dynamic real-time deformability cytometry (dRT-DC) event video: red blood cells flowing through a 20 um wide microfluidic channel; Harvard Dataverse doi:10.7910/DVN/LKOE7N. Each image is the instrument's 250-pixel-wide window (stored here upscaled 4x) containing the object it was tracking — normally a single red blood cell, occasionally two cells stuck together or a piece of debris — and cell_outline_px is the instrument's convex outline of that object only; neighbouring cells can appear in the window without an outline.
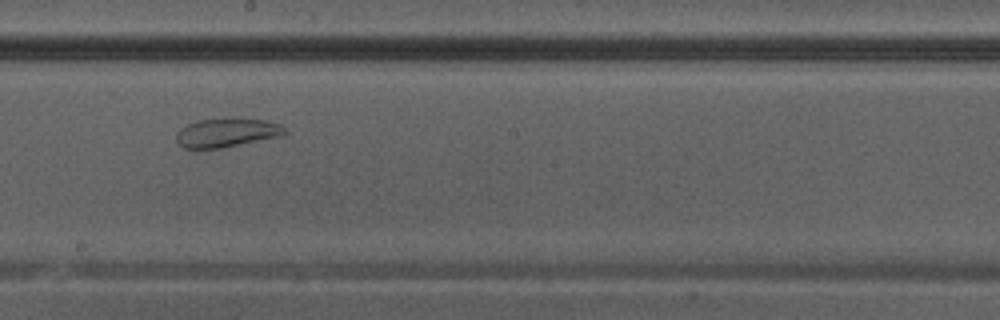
{"species": "Egyptian fruit bat (a non-hibernating species)", "species_latin": "Rousettus aegyptiacus", "temperature_condition": "warm", "stored_images_in_passage": 31, "camera_frame_rate_fps": 3000, "um_per_image_px": 0.085, "animal": {"sex": "male"}, "frame": {"image": 1, "passage_image": 13, "time_ms": 4.0, "image_size_px": [1000, 320], "cell_outline_px": [[288, 132], [284, 136], [220, 148], [184, 148], [176, 140], [176, 132], [180, 128], [196, 120], [264, 120], [280, 124]], "centroid_in_image_um": [19.28, 11.3], "position_along_channel_um": 228.9, "area_um2": 17.8}}
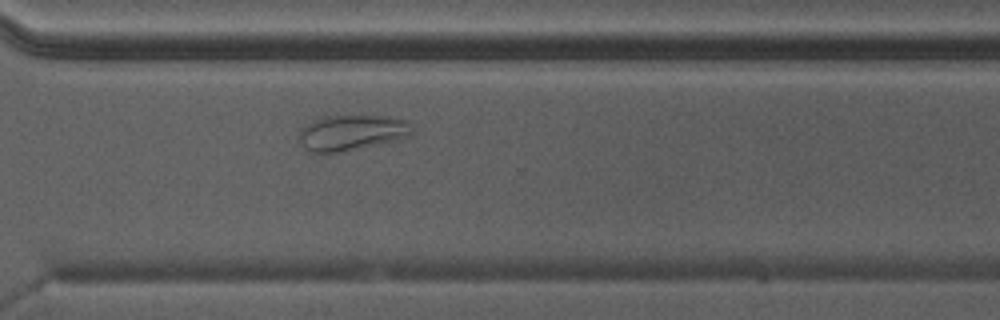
{"frame": {"image": 2, "passage_image": 20, "time_ms": 6.333, "image_size_px": [1000, 320], "cell_outline_px": [[412, 132], [408, 136], [396, 140], [344, 152], [312, 152], [304, 148], [300, 144], [300, 128], [312, 120], [328, 116], [388, 116], [404, 120], [412, 128]], "centroid_in_image_um": [29.86, 11.28], "position_along_channel_um": 340.7, "area_um2": 23.24}}
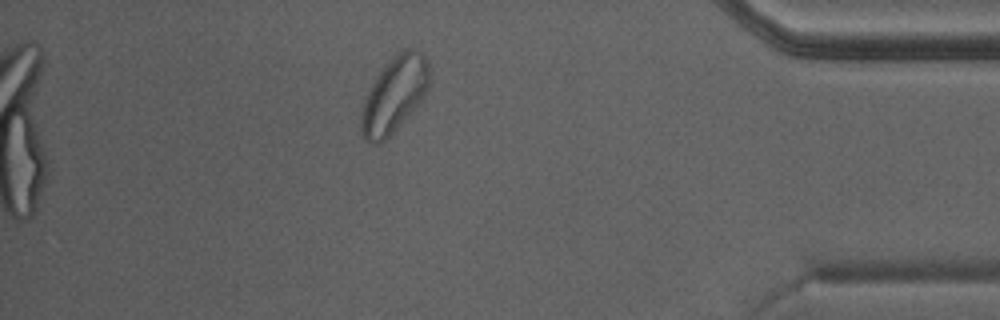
{"frame": {"image": 3, "passage_image": 26, "time_ms": 8.333, "image_size_px": [1000, 320], "cell_outline_px": [[428, 88], [424, 96], [392, 132], [380, 144], [372, 144], [364, 136], [360, 128], [360, 112], [364, 100], [376, 76], [392, 56], [396, 52], [404, 48], [412, 48], [420, 52], [428, 60]], "centroid_in_image_um": [33.49, 8.01], "position_along_channel_um": 401.7, "area_um2": 29.54}}